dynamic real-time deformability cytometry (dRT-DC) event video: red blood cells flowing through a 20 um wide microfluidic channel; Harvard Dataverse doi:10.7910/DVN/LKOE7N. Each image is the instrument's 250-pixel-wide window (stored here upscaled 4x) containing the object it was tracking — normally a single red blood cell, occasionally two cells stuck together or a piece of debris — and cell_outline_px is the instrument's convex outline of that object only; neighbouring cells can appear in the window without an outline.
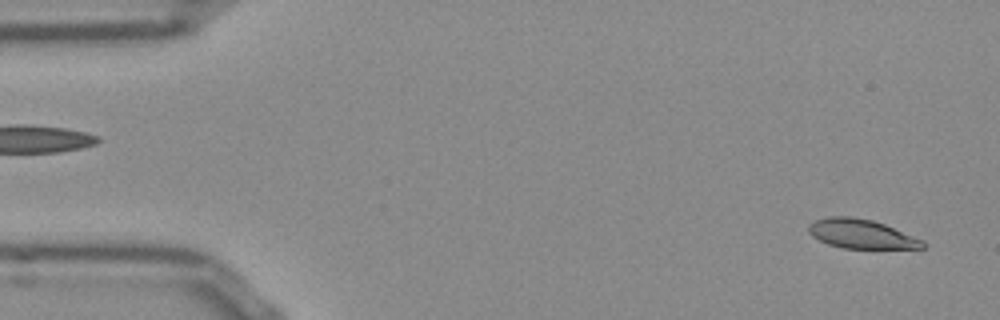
{"species": "Egyptian fruit bat (a non-hibernating species)", "species_latin": "Rousettus aegyptiacus", "temperature_condition": "room temperature", "stored_images_in_passage": 51, "camera_frame_rate_fps": 3000, "um_per_image_px": 0.085, "frame": {"image": 1, "passage_image": 1, "time_ms": 0.0, "image_size_px": [1000, 320], "cell_outline_px": [[924, 248], [844, 248], [828, 244], [812, 236], [808, 232], [808, 224], [816, 220], [828, 216], [852, 216], [872, 220], [884, 224], [924, 240]], "centroid_in_image_um": [73.18, 19.87], "position_along_channel_um": 11.8, "area_um2": 19.31}}
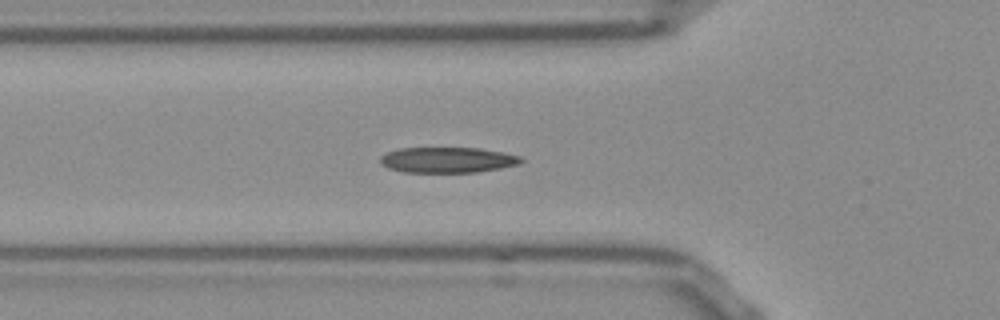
{"frame": {"image": 2, "passage_image": 16, "time_ms": 5.0, "image_size_px": [1000, 320], "cell_outline_px": [[524, 160], [520, 164], [500, 168], [476, 172], [404, 172], [388, 168], [380, 164], [380, 156], [388, 152], [400, 148], [480, 148], [504, 152], [520, 156]], "centroid_in_image_um": [38.05, 13.59], "position_along_channel_um": 87.8, "area_um2": 21.04}}
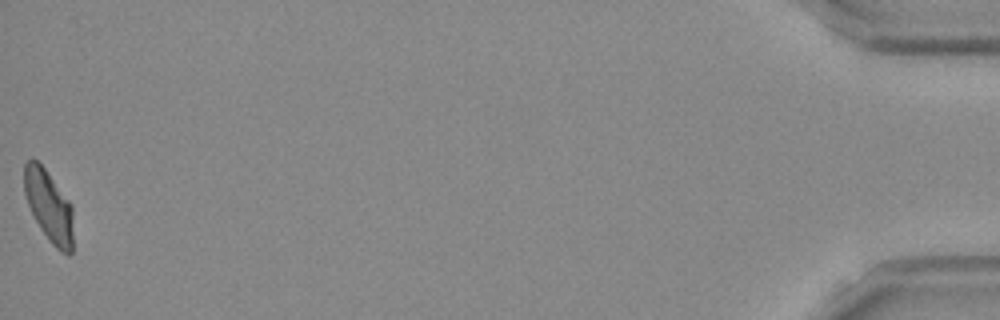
{"frame": {"image": 3, "passage_image": 51, "time_ms": 16.667, "image_size_px": [1000, 320], "cell_outline_px": [[72, 252], [68, 256], [60, 252], [48, 240], [40, 228], [28, 204], [24, 192], [24, 164], [28, 160], [36, 160], [44, 168], [72, 204]], "centroid_in_image_um": [4.16, 17.55], "position_along_channel_um": 431.0, "area_um2": 20.29}, "authors_computed_cell_mechanics": {"area_um2": 20.6924, "velocity_mm_per_s": 3.8236, "shape_relaxation_time_tau1_ms": 3.7519, "shape_relaxation_time_tau2_ms": 1.6079, "deformation_change_tau1": 0.1665, "deformation_change_tau2": 0.0886}}